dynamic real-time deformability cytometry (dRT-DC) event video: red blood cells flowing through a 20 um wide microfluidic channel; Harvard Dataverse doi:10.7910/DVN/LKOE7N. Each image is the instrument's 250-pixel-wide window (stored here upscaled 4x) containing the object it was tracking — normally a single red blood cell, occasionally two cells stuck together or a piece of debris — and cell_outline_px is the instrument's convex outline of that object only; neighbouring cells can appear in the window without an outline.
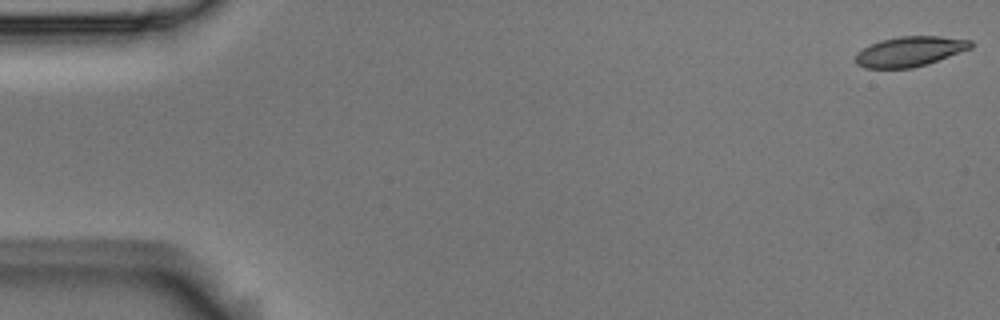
{"species": "Egyptian fruit bat (a non-hibernating species)", "species_latin": "Rousettus aegyptiacus", "temperature_condition": "room temperature", "stored_images_in_passage": 6, "camera_frame_rate_fps": 3000, "um_per_image_px": 0.085, "animal": {"sex": "male"}, "frame": {"image": 1, "passage_image": 1, "time_ms": 0.0, "image_size_px": [1000, 320], "cell_outline_px": [[972, 48], [928, 64], [912, 68], [864, 68], [856, 64], [856, 52], [880, 40], [900, 36], [940, 36], [972, 40]], "centroid_in_image_um": [77.35, 4.37], "position_along_channel_um": 7.7, "area_um2": 20.17}}
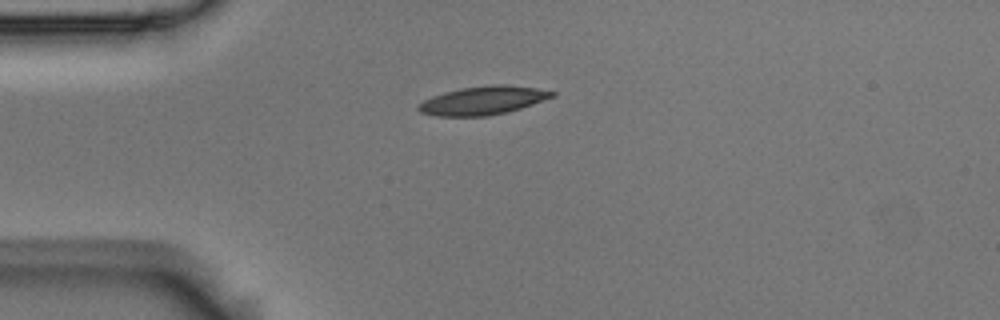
{"frame": {"image": 2, "passage_image": 5, "time_ms": 1.333, "image_size_px": [1000, 320], "cell_outline_px": [[556, 96], [508, 112], [488, 116], [436, 116], [420, 112], [416, 108], [424, 100], [432, 96], [444, 92], [460, 88], [488, 84], [504, 84], [536, 88], [556, 92]], "centroid_in_image_um": [41.05, 8.53], "position_along_channel_um": 43.9, "area_um2": 22.25}}